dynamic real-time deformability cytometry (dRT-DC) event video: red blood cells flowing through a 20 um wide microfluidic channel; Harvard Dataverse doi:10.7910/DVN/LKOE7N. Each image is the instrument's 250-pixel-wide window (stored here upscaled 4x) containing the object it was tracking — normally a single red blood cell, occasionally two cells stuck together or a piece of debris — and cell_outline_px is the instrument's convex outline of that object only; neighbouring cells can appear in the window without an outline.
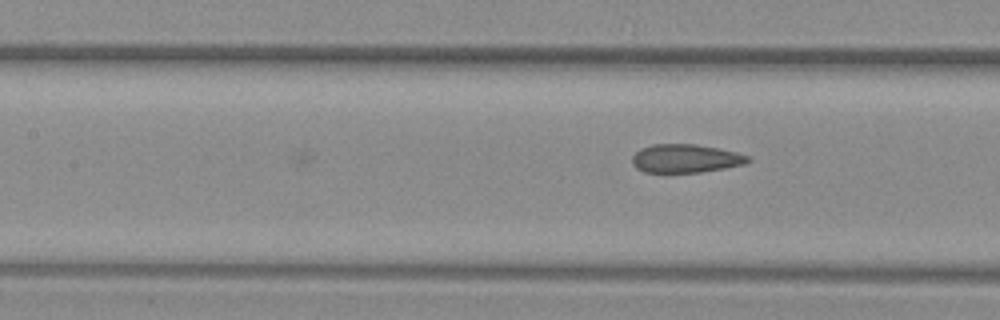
{"species": "common noctule bat (a hibernating species)", "species_latin": "Nyctalus noctula", "temperature_condition": "warm", "stored_images_in_passage": 11, "camera_frame_rate_fps": 3000, "um_per_image_px": 0.085, "animal": {"sex": "female", "body_mass_g": 29.2, "forearm_length_mm": 56.3}, "frame": {"image": 1, "passage_image": 11, "time_ms": 3.333, "image_size_px": [1000, 320], "cell_outline_px": [[752, 160], [744, 164], [724, 168], [700, 172], [644, 172], [636, 168], [632, 164], [632, 156], [640, 148], [652, 144], [696, 144], [720, 148], [736, 152], [748, 156]], "centroid_in_image_um": [58.26, 13.46], "position_along_channel_um": 149.1, "area_um2": 19.25}}